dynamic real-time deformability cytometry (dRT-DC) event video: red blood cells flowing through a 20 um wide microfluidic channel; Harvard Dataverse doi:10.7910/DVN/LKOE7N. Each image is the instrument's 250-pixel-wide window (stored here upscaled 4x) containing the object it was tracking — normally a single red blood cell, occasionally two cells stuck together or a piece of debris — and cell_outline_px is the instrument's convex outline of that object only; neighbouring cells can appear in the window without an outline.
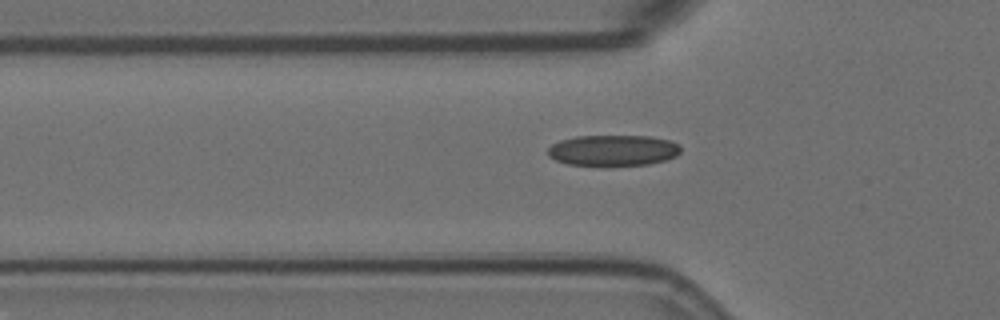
{"species": "Egyptian fruit bat (a non-hibernating species)", "species_latin": "Rousettus aegyptiacus", "temperature_condition": "room temperature", "stored_images_in_passage": 42, "camera_frame_rate_fps": 3000, "um_per_image_px": 0.085, "animal": {"sex": "female"}, "frame": {"image": 1, "passage_image": 4, "time_ms": 1.0, "image_size_px": [1000, 320], "cell_outline_px": [[680, 152], [676, 156], [664, 160], [648, 164], [604, 168], [568, 164], [556, 160], [548, 156], [548, 148], [552, 144], [560, 140], [576, 136], [648, 136], [668, 140], [680, 144]], "centroid_in_image_um": [52.08, 12.82], "position_along_channel_um": 73.7, "area_um2": 24.62}}
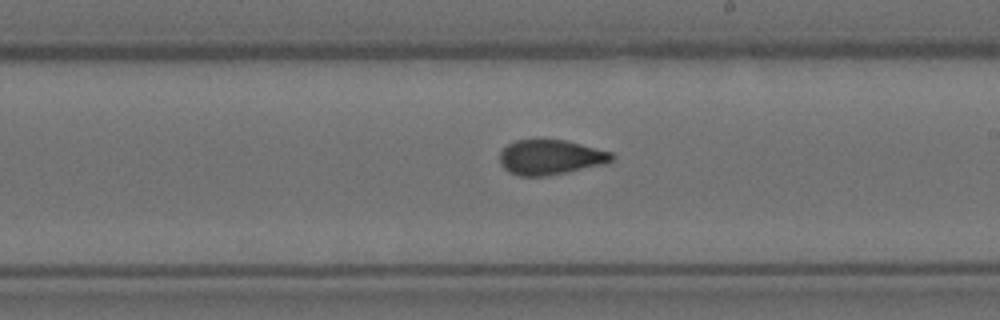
{"frame": {"image": 2, "passage_image": 18, "time_ms": 5.667, "image_size_px": [1000, 320], "cell_outline_px": [[616, 156], [612, 160], [604, 164], [568, 172], [548, 176], [520, 176], [508, 172], [500, 164], [500, 152], [508, 144], [516, 140], [564, 140], [612, 152]], "centroid_in_image_um": [46.78, 13.38], "position_along_channel_um": 242.2, "area_um2": 22.77}}
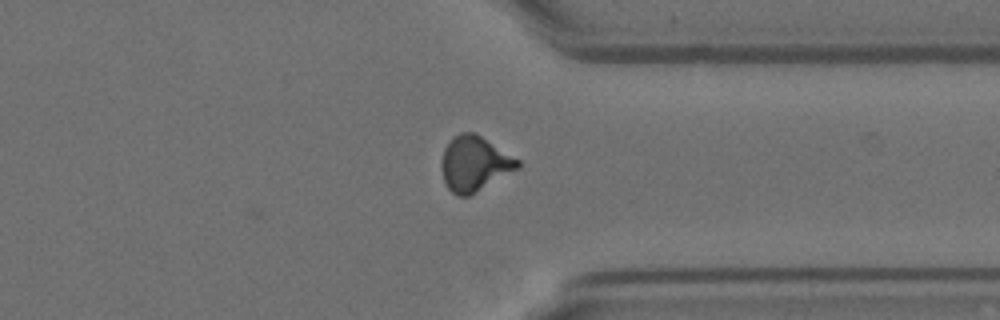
{"frame": {"image": 3, "passage_image": 29, "time_ms": 9.333, "image_size_px": [1000, 320], "cell_outline_px": [[520, 168], [468, 196], [456, 196], [444, 184], [440, 164], [444, 148], [460, 132], [476, 132], [520, 160]], "centroid_in_image_um": [40.33, 13.91], "position_along_channel_um": 371.1, "area_um2": 24.51}, "authors_computed_cell_mechanics": {"area_um2": 23.0333, "velocity_mm_per_s": 3.5758, "shape_relaxation_time_tau1_ms": null, "shape_relaxation_time_tau2_ms": 1.4549, "deformation_change_tau1": null, "deformation_change_tau2": 0.0766}}